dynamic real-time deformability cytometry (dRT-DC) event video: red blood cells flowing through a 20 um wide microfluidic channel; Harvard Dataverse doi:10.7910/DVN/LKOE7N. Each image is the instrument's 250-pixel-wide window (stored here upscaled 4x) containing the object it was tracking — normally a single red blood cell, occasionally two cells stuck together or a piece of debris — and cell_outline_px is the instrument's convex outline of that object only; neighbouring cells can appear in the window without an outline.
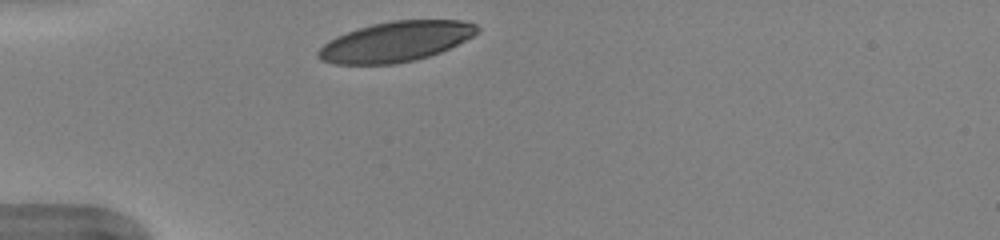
{"species": "human", "species_latin": "Homo sapiens", "temperature_condition": "warm", "stored_images_in_passage": 29, "camera_frame_rate_fps": 3000, "um_per_image_px": 0.085, "donor": {"sex": "female"}, "frame": {"image": 1, "passage_image": 1, "time_ms": 0.0, "image_size_px": [1000, 240], "cell_outline_px": [[480, 32], [440, 52], [416, 60], [396, 64], [332, 64], [320, 60], [316, 56], [316, 52], [328, 40], [336, 36], [372, 24], [392, 20], [460, 20], [476, 24], [480, 28]], "centroid_in_image_um": [33.61, 3.54], "position_along_channel_um": 51.4, "area_um2": 37.17}}
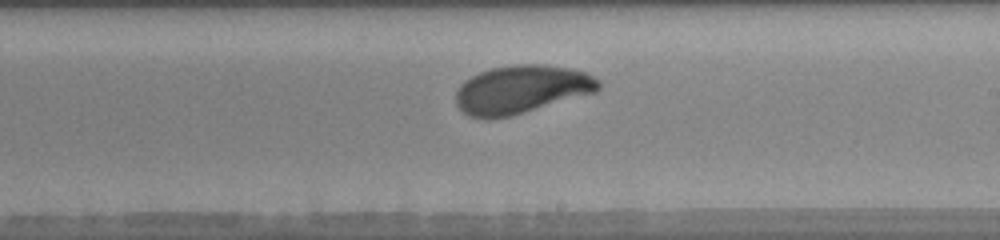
{"frame": {"image": 2, "passage_image": 17, "time_ms": 5.333, "image_size_px": [1000, 240], "cell_outline_px": [[600, 88], [596, 92], [512, 116], [488, 120], [484, 120], [468, 116], [456, 104], [456, 92], [460, 84], [464, 80], [480, 72], [492, 68], [512, 64], [544, 64], [568, 68], [588, 72], [600, 80]], "centroid_in_image_um": [44.32, 7.61], "position_along_channel_um": 244.7, "area_um2": 40.58}}
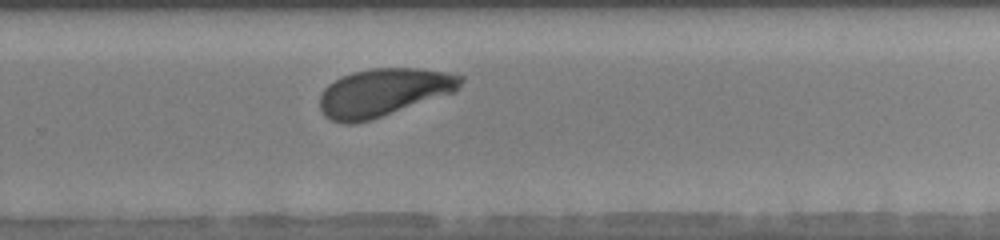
{"frame": {"image": 3, "passage_image": 21, "time_ms": 6.667, "image_size_px": [1000, 240], "cell_outline_px": [[464, 80], [456, 92], [356, 124], [344, 124], [332, 120], [324, 116], [320, 108], [320, 96], [324, 88], [328, 84], [340, 76], [352, 72], [372, 68], [424, 68], [464, 76]], "centroid_in_image_um": [32.59, 7.84], "position_along_channel_um": 297.2, "area_um2": 39.42}, "authors_computed_cell_mechanics": {"area_um2": 39.8242, "velocity_mm_per_s": 3.9629, "shape_relaxation_time_tau1_ms": 1.9476, "shape_relaxation_time_tau2_ms": null, "deformation_change_tau1": 0.1375, "deformation_change_tau2": null}}